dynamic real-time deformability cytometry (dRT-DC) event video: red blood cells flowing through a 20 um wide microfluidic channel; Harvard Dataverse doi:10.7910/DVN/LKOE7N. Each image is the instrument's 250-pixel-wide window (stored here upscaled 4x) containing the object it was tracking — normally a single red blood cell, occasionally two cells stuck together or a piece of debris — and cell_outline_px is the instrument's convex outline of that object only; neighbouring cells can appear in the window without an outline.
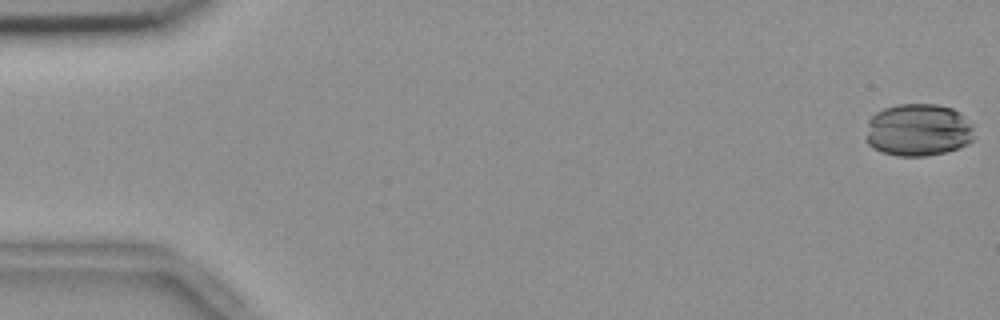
{"species": "common noctule bat (a hibernating species)", "species_latin": "Nyctalus noctula", "temperature_condition": "room temperature", "stored_images_in_passage": 55, "camera_frame_rate_fps": 3000, "um_per_image_px": 0.085, "animal": {"sex": "female", "body_mass_g": 18.4}, "frame": {"image": 1, "passage_image": 1, "time_ms": 0.0, "image_size_px": [1000, 320], "cell_outline_px": [[976, 136], [968, 144], [944, 152], [924, 156], [896, 156], [880, 152], [872, 148], [868, 144], [868, 120], [876, 112], [884, 108], [900, 104], [936, 104], [952, 108], [960, 112], [972, 124]], "centroid_in_image_um": [78.08, 11.05], "position_along_channel_um": 6.9, "area_um2": 33.29}}